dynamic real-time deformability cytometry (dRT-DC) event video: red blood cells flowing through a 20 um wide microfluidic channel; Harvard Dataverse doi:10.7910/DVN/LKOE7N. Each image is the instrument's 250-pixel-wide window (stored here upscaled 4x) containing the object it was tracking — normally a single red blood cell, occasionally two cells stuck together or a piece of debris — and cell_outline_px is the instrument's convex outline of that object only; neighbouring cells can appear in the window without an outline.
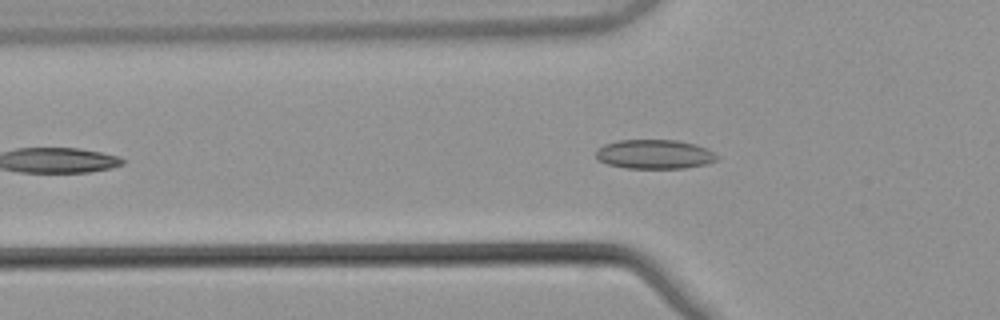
{"species": "common noctule bat (a hibernating species)", "species_latin": "Nyctalus noctula", "temperature_condition": "warm", "stored_images_in_passage": 38, "camera_frame_rate_fps": 3000, "um_per_image_px": 0.085, "animal": {"sex": "male", "body_mass_g": 21.5, "forearm_length_mm": 52.0}, "frame": {"image": 1, "passage_image": 2, "time_ms": 0.333, "image_size_px": [1000, 320], "cell_outline_px": [[720, 156], [716, 160], [708, 164], [684, 168], [624, 168], [608, 164], [596, 160], [596, 152], [604, 144], [620, 140], [676, 140], [696, 144], [708, 148]], "centroid_in_image_um": [55.67, 13.11], "position_along_channel_um": 70.1, "area_um2": 20.81}}
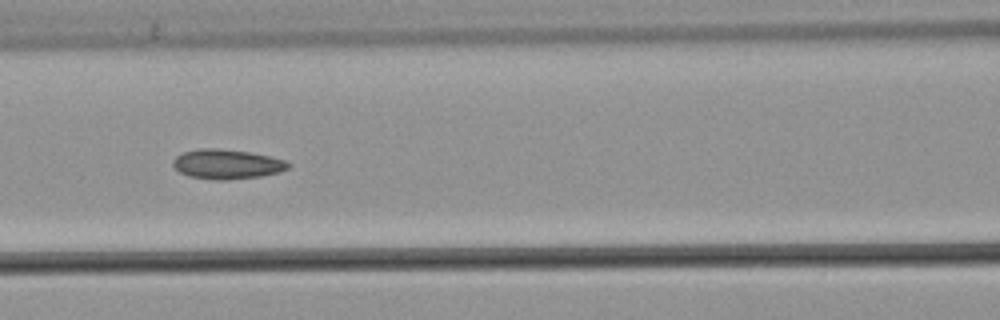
{"frame": {"image": 2, "passage_image": 8, "time_ms": 2.333, "image_size_px": [1000, 320], "cell_outline_px": [[292, 164], [288, 168], [280, 172], [260, 176], [224, 180], [216, 180], [188, 176], [180, 172], [172, 164], [172, 160], [176, 156], [184, 152], [200, 148], [216, 148], [248, 152], [268, 156], [284, 160]], "centroid_in_image_um": [19.27, 13.95], "position_along_channel_um": 147.3, "area_um2": 19.77}}
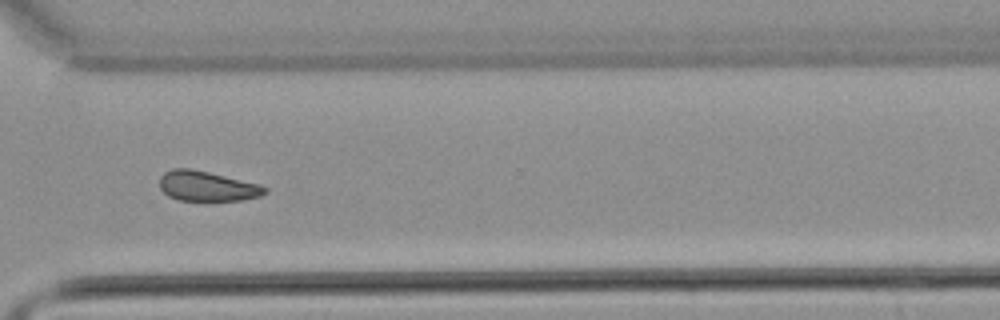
{"frame": {"image": 3, "passage_image": 24, "time_ms": 7.667, "image_size_px": [1000, 320], "cell_outline_px": [[268, 192], [260, 196], [244, 200], [180, 200], [168, 196], [160, 188], [160, 176], [164, 172], [172, 168], [188, 168], [208, 172], [260, 184], [268, 188]], "centroid_in_image_um": [17.61, 15.82], "position_along_channel_um": 353.0, "area_um2": 18.38}, "authors_computed_cell_mechanics": {"area_um2": 19.074, "velocity_mm_per_s": 3.8582, "shape_relaxation_time_tau1_ms": 9.4017, "shape_relaxation_time_tau2_ms": null, "deformation_change_tau1": 0.0842, "deformation_change_tau2": null}}